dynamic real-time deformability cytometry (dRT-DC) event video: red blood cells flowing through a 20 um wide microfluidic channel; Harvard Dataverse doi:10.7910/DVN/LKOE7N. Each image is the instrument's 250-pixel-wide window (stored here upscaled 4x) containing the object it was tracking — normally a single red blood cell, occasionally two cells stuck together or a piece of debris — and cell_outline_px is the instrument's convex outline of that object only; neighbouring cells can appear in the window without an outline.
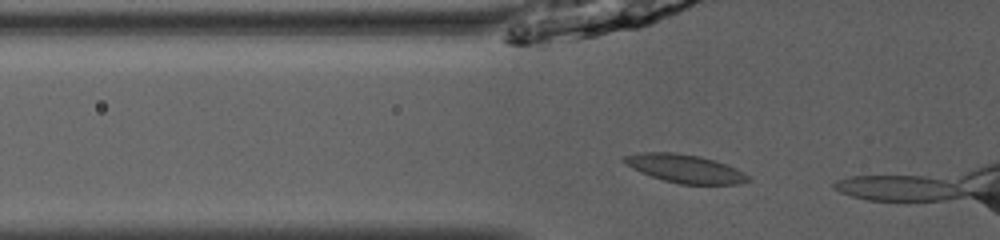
{"species": "common noctule bat (a hibernating species)", "species_latin": "Nyctalus noctula", "temperature_condition": "room temperature", "stored_images_in_passage": 5, "camera_frame_rate_fps": 3000, "um_per_image_px": 0.085, "animal": {"sex": "male", "body_mass_g": 13.0, "forearm_length_mm": 53.1}, "frame": {"image": 1, "passage_image": 3, "time_ms": 0.667, "image_size_px": [1000, 240], "cell_outline_px": [[752, 180], [736, 184], [680, 184], [664, 180], [640, 172], [624, 164], [620, 160], [624, 156], [640, 152], [676, 152], [700, 156], [716, 160], [744, 172]], "centroid_in_image_um": [58.19, 14.32], "position_along_channel_um": 67.6, "area_um2": 20.52}}